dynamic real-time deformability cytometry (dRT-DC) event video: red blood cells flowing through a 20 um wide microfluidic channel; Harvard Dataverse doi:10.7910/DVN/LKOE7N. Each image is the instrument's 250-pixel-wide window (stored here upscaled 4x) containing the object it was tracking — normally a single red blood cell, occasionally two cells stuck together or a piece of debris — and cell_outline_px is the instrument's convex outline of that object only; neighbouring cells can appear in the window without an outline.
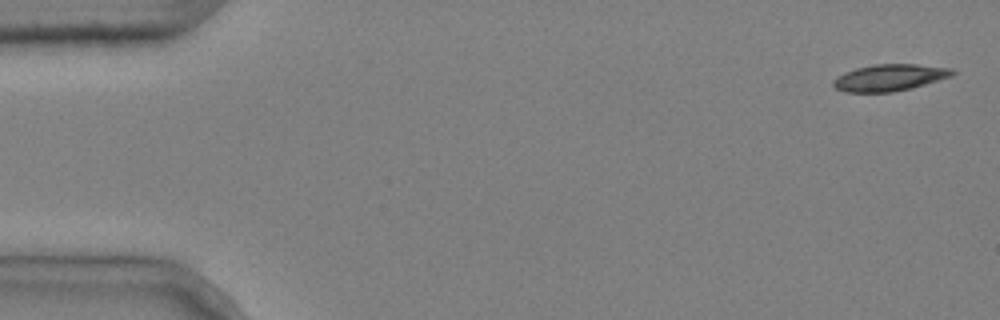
{"species": "common noctule bat (a hibernating species)", "species_latin": "Nyctalus noctula", "temperature_condition": "cold", "stored_images_in_passage": 5, "camera_frame_rate_fps": 3000, "um_per_image_px": 0.085, "animal": {"sex": "male", "body_mass_g": 20.4}, "frame": {"image": 1, "passage_image": 1, "time_ms": 0.0, "image_size_px": [1000, 320], "cell_outline_px": [[956, 72], [952, 76], [912, 88], [892, 92], [844, 92], [836, 88], [832, 84], [832, 80], [836, 76], [844, 72], [856, 68], [876, 64], [916, 64], [952, 68]], "centroid_in_image_um": [75.6, 6.59], "position_along_channel_um": 9.4, "area_um2": 18.61}}
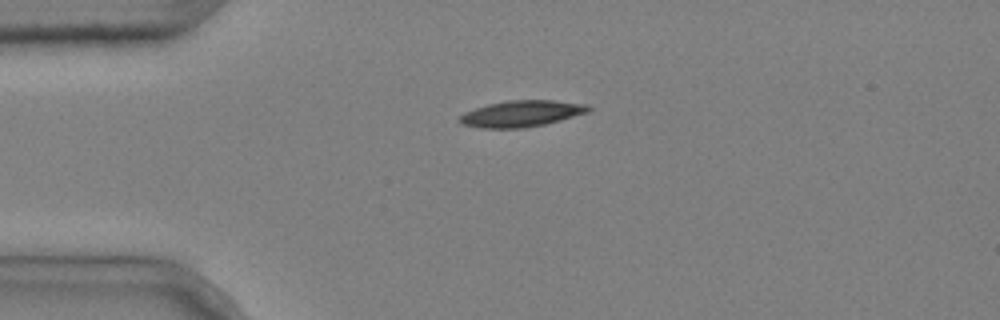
{"frame": {"image": 2, "passage_image": 4, "time_ms": 1.0, "image_size_px": [1000, 320], "cell_outline_px": [[592, 108], [588, 112], [560, 120], [544, 124], [524, 128], [480, 128], [460, 124], [456, 120], [464, 112], [488, 104], [508, 100], [552, 100], [588, 104]], "centroid_in_image_um": [44.3, 9.66], "position_along_channel_um": 40.7, "area_um2": 19.83}}